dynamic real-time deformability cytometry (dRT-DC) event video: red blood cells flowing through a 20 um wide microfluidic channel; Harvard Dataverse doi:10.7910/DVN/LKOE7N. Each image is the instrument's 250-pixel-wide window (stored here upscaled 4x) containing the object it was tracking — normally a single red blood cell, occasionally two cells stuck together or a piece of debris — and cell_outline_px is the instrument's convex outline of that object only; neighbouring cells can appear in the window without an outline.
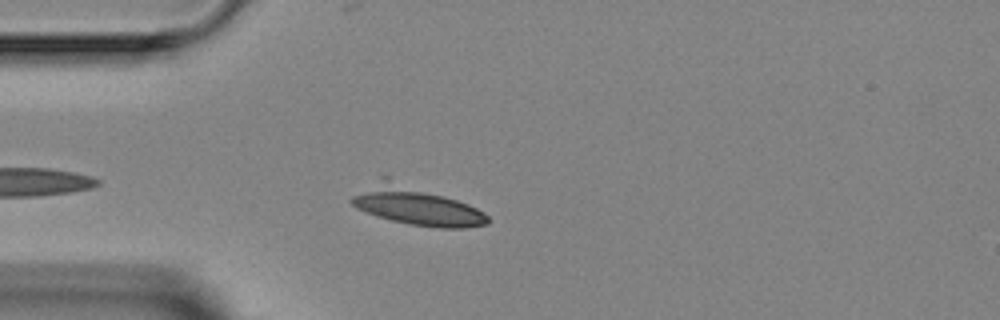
{"species": "Egyptian fruit bat (a non-hibernating species)", "species_latin": "Rousettus aegyptiacus", "temperature_condition": "room temperature", "stored_images_in_passage": 4, "camera_frame_rate_fps": 3000, "um_per_image_px": 0.085, "animal": {"sex": "female"}, "frame": {"image": 1, "passage_image": 3, "time_ms": 2.333, "image_size_px": [1000, 320], "cell_outline_px": [[488, 224], [464, 228], [440, 228], [412, 224], [392, 220], [376, 216], [356, 208], [348, 200], [352, 196], [380, 176], [388, 176], [468, 204], [484, 212], [488, 216]], "centroid_in_image_um": [35.32, 17.46], "position_along_channel_um": 49.7, "area_um2": 30.58}}